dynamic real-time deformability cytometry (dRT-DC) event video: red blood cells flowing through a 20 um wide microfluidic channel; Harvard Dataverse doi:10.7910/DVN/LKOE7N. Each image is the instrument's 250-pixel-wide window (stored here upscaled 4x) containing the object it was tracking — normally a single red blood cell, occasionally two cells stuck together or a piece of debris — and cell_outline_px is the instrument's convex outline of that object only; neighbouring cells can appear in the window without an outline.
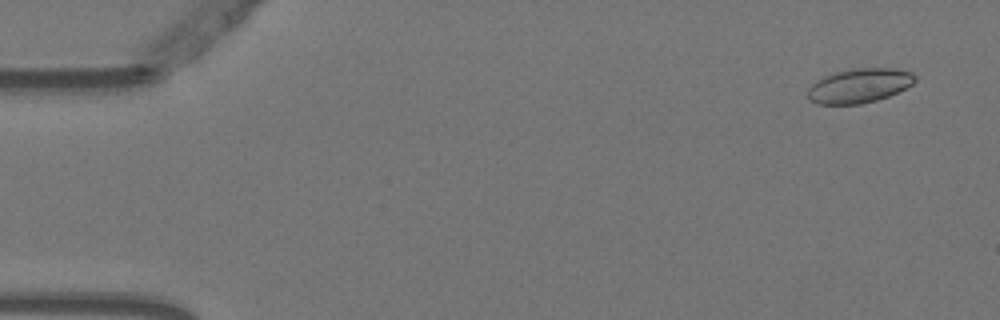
{"species": "Egyptian fruit bat (a non-hibernating species)", "species_latin": "Rousettus aegyptiacus", "temperature_condition": "warm", "stored_images_in_passage": 11, "camera_frame_rate_fps": 3000, "um_per_image_px": 0.085, "animal": {"sex": "female"}, "frame": {"image": 1, "passage_image": 2, "time_ms": 0.333, "image_size_px": [1000, 320], "cell_outline_px": [[916, 80], [912, 84], [888, 96], [876, 100], [860, 104], [816, 104], [808, 96], [808, 88], [816, 80], [824, 76], [836, 72], [852, 68], [896, 68], [912, 72], [916, 76]], "centroid_in_image_um": [73.04, 7.27], "position_along_channel_um": 12.0, "area_um2": 21.39}}